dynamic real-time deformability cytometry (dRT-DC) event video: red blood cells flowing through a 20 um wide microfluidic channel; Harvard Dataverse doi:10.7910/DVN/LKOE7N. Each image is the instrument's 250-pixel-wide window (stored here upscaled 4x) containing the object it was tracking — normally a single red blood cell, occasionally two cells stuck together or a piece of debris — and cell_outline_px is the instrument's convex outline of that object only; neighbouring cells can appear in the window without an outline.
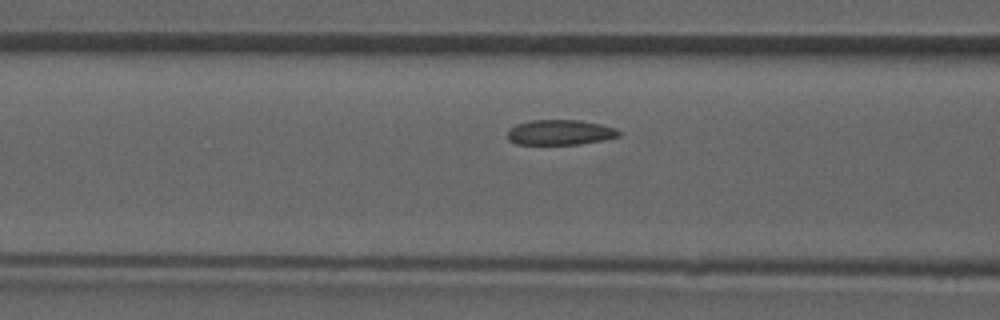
{"species": "common noctule bat (a hibernating species)", "species_latin": "Nyctalus noctula", "temperature_condition": "room temperature", "stored_images_in_passage": 7, "camera_frame_rate_fps": 3000, "um_per_image_px": 0.085, "animal": {"sex": "male", "forearm_length_mm": 52.5}, "frame": {"image": 1, "passage_image": 5, "time_ms": 1.333, "image_size_px": [1000, 320], "cell_outline_px": [[620, 136], [604, 140], [580, 144], [516, 144], [508, 140], [508, 128], [516, 124], [528, 120], [576, 120], [600, 124], [616, 128], [620, 132]], "centroid_in_image_um": [47.58, 11.25], "position_along_channel_um": 119.0, "area_um2": 16.42}}